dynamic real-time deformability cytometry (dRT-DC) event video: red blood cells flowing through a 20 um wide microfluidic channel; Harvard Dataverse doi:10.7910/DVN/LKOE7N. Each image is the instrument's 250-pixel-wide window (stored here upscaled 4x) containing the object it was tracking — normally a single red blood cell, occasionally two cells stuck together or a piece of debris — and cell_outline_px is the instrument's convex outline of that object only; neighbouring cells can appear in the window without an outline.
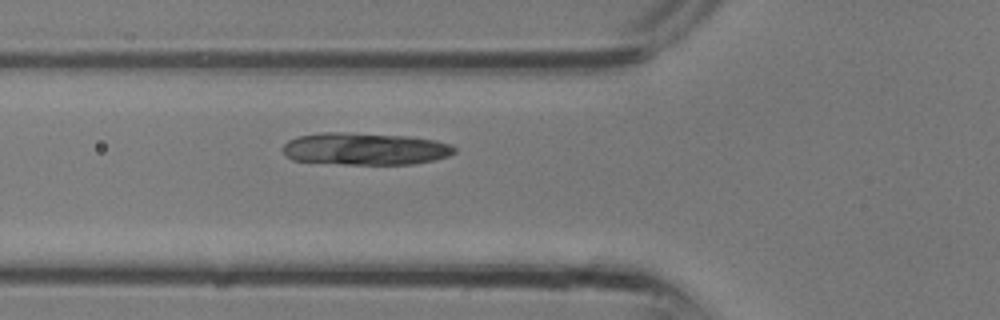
{"species": "common noctule bat (a hibernating species)", "species_latin": "Nyctalus noctula", "temperature_condition": "room temperature", "stored_images_in_passage": 6, "camera_frame_rate_fps": 3000, "um_per_image_px": 0.085, "animal": {"sex": "male", "body_mass_g": 13.3}, "frame": {"image": 1, "passage_image": 4, "time_ms": 1.0, "image_size_px": [1000, 320], "cell_outline_px": [[456, 152], [448, 156], [432, 160], [412, 164], [344, 164], [292, 160], [284, 156], [280, 148], [288, 140], [296, 136], [320, 132], [344, 132], [408, 136], [436, 140], [452, 144], [456, 148]], "centroid_in_image_um": [30.98, 12.64], "position_along_channel_um": 94.8, "area_um2": 32.6}}
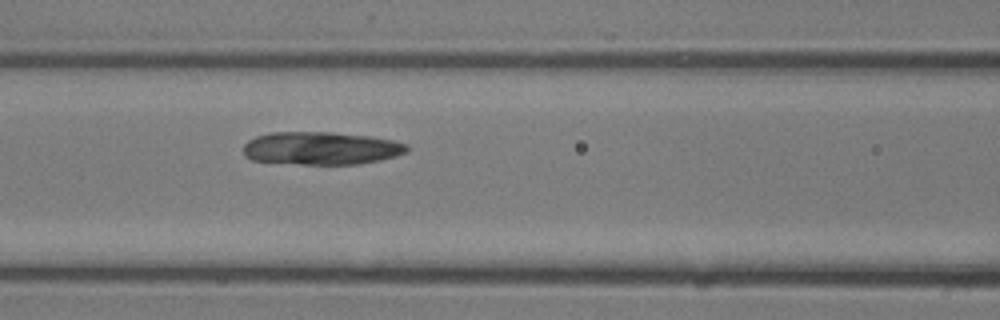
{"frame": {"image": 2, "passage_image": 6, "time_ms": 1.667, "image_size_px": [1000, 320], "cell_outline_px": [[408, 152], [396, 156], [380, 160], [360, 164], [300, 164], [252, 160], [244, 156], [244, 144], [248, 140], [256, 136], [272, 132], [332, 132], [368, 136], [392, 140], [408, 144]], "centroid_in_image_um": [27.3, 12.6], "position_along_channel_um": 139.3, "area_um2": 31.44}}